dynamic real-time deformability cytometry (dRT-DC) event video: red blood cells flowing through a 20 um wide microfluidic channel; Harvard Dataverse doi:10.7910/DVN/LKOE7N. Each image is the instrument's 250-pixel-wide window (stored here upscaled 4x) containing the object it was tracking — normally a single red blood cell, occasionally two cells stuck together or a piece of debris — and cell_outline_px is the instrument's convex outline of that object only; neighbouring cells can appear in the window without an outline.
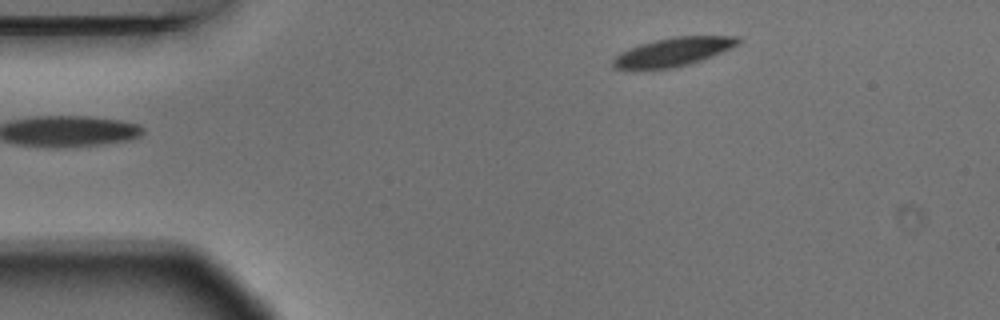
{"species": "Egyptian fruit bat (a non-hibernating species)", "species_latin": "Rousettus aegyptiacus", "temperature_condition": "warm", "stored_images_in_passage": 5, "segment_of_instrument_passage": [2, 2], "camera_frame_rate_fps": 3000, "um_per_image_px": 0.085, "animal": {"sex": "male"}, "frame": {"image": 1, "passage_image": 5, "time_ms": 1.333, "image_size_px": [1000, 320], "cell_outline_px": [[740, 44], [712, 56], [676, 68], [616, 68], [612, 64], [612, 60], [620, 52], [628, 48], [640, 44], [656, 40], [676, 36], [740, 36]], "centroid_in_image_um": [57.26, 4.39], "position_along_channel_um": 27.7, "area_um2": 20.52}}